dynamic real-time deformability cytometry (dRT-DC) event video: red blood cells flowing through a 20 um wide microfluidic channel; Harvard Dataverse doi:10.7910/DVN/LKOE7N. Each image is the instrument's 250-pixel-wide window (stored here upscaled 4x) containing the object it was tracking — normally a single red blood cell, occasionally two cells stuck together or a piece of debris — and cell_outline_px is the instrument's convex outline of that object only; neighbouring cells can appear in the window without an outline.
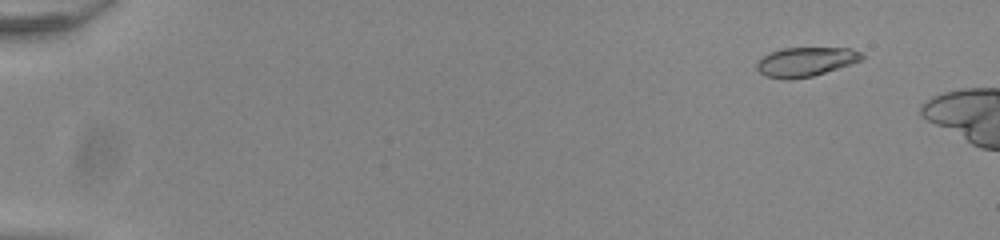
{"species": "common noctule bat (a hibernating species)", "species_latin": "Nyctalus noctula", "temperature_condition": "room temperature", "stored_images_in_passage": 12, "camera_frame_rate_fps": 3000, "um_per_image_px": 0.085, "animal": {"sex": "male", "body_mass_g": 20.0, "forearm_length_mm": 53.3}, "frame": {"image": 1, "passage_image": 6, "time_ms": 1.667, "image_size_px": [1000, 240], "cell_outline_px": [[864, 56], [860, 60], [852, 64], [812, 76], [788, 80], [764, 76], [756, 68], [756, 64], [764, 56], [772, 52], [784, 48], [848, 48], [864, 52]], "centroid_in_image_um": [68.5, 5.25], "position_along_channel_um": 16.5, "area_um2": 17.8}}